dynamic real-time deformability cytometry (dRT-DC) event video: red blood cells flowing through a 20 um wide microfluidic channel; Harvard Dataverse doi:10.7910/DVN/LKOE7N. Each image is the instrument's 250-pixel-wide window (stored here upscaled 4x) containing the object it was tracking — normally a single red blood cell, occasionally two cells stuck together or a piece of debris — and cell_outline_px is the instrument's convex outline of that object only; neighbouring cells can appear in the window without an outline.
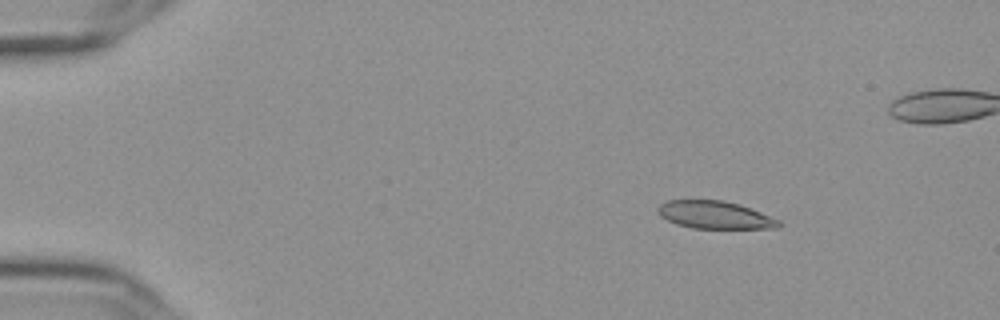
{"species": "Egyptian fruit bat (a non-hibernating species)", "species_latin": "Rousettus aegyptiacus", "temperature_condition": "cold", "stored_images_in_passage": 57, "camera_frame_rate_fps": 3000, "um_per_image_px": 0.085, "frame": {"image": 1, "passage_image": 8, "time_ms": 2.333, "image_size_px": [1000, 320], "cell_outline_px": [[784, 224], [780, 228], [692, 228], [676, 224], [660, 216], [656, 212], [656, 208], [660, 204], [668, 200], [724, 200], [740, 204], [780, 220]], "centroid_in_image_um": [60.77, 18.27], "position_along_channel_um": 24.2, "area_um2": 19.65}}
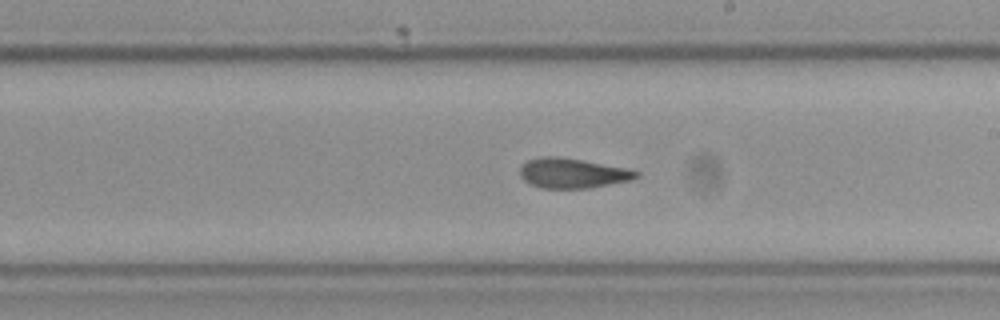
{"frame": {"image": 2, "passage_image": 33, "time_ms": 10.667, "image_size_px": [1000, 320], "cell_outline_px": [[640, 176], [628, 180], [588, 188], [540, 188], [524, 180], [520, 176], [520, 164], [528, 160], [544, 156], [556, 156], [628, 168], [640, 172]], "centroid_in_image_um": [48.63, 14.71], "position_along_channel_um": 240.4, "area_um2": 20.06}}
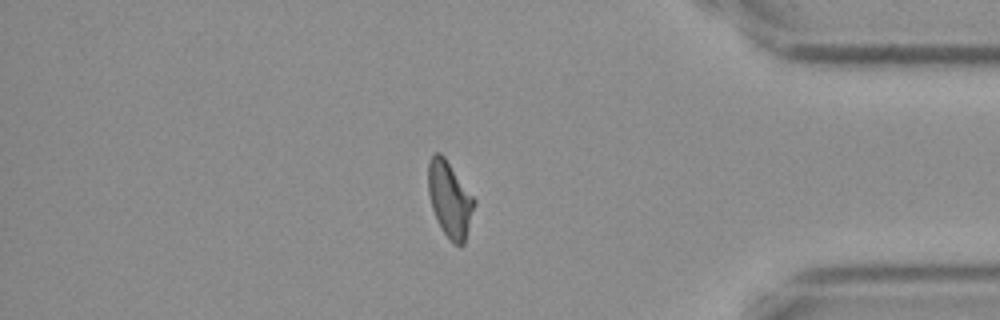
{"frame": {"image": 3, "passage_image": 48, "time_ms": 15.667, "image_size_px": [1000, 320], "cell_outline_px": [[476, 204], [464, 244], [456, 244], [444, 232], [436, 220], [432, 208], [428, 192], [428, 160], [436, 152], [440, 152], [444, 156], [476, 200]], "centroid_in_image_um": [38.23, 16.91], "position_along_channel_um": 397.0, "area_um2": 20.17}, "authors_computed_cell_mechanics": {"area_um2": 20.5768, "velocity_mm_per_s": 3.6365, "shape_relaxation_time_tau1_ms": 7.7414, "shape_relaxation_time_tau2_ms": 2.3124, "deformation_change_tau1": 0.1648, "deformation_change_tau2": 0.0754}}